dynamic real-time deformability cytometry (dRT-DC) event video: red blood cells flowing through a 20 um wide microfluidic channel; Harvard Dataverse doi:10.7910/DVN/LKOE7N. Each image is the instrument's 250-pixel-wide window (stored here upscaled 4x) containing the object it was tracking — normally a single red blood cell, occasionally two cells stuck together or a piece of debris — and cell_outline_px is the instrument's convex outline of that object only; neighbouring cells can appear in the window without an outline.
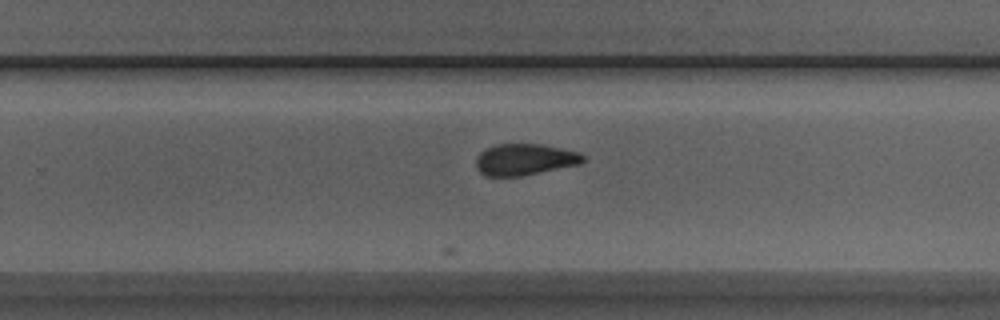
{"species": "Egyptian fruit bat (a non-hibernating species)", "species_latin": "Rousettus aegyptiacus", "temperature_condition": "room temperature", "stored_images_in_passage": 27, "camera_frame_rate_fps": 3000, "um_per_image_px": 0.085, "animal": {"sex": "male"}, "frame": {"image": 1, "passage_image": 19, "time_ms": 6.0, "image_size_px": [1000, 320], "cell_outline_px": [[584, 160], [580, 164], [520, 176], [484, 176], [476, 168], [476, 156], [480, 152], [496, 144], [540, 144], [580, 152], [584, 156]], "centroid_in_image_um": [44.58, 13.56], "position_along_channel_um": 285.2, "area_um2": 19.54}}
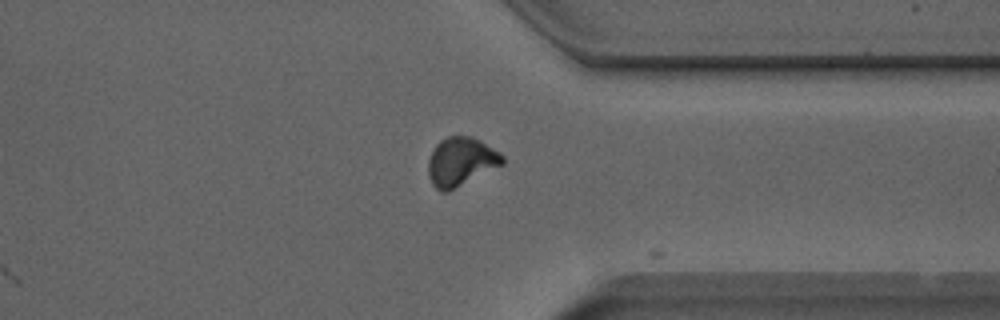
{"frame": {"image": 2, "passage_image": 26, "time_ms": 8.333, "image_size_px": [1000, 320], "cell_outline_px": [[504, 164], [448, 192], [440, 192], [432, 184], [428, 176], [428, 160], [436, 144], [440, 140], [448, 136], [472, 136], [480, 140], [500, 152], [504, 156]], "centroid_in_image_um": [39.18, 13.75], "position_along_channel_um": 372.2, "area_um2": 21.21}}